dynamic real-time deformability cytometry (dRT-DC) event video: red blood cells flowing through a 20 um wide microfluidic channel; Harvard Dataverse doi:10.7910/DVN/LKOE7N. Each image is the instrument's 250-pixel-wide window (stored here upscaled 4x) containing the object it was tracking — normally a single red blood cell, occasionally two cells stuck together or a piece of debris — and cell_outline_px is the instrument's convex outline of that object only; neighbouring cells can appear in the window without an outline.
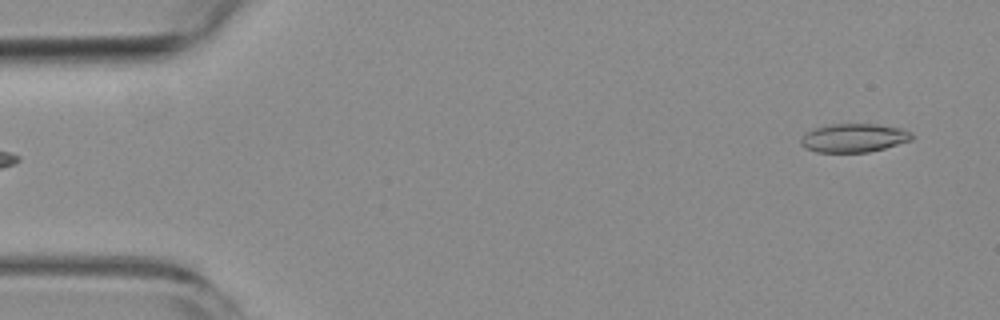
{"species": "common noctule bat (a hibernating species)", "species_latin": "Nyctalus noctula", "temperature_condition": "room temperature", "stored_images_in_passage": 5, "camera_frame_rate_fps": 3000, "um_per_image_px": 0.085, "animal": {"sex": "female", "body_mass_g": 19.3, "forearm_length_mm": 54.1}, "frame": {"image": 1, "passage_image": 5, "time_ms": 4.667, "image_size_px": [1000, 320], "cell_outline_px": [[916, 136], [912, 140], [884, 148], [868, 152], [816, 152], [804, 148], [800, 144], [800, 140], [812, 128], [832, 124], [876, 124], [904, 128], [912, 132]], "centroid_in_image_um": [72.62, 11.72], "position_along_channel_um": 12.4, "area_um2": 18.67}}